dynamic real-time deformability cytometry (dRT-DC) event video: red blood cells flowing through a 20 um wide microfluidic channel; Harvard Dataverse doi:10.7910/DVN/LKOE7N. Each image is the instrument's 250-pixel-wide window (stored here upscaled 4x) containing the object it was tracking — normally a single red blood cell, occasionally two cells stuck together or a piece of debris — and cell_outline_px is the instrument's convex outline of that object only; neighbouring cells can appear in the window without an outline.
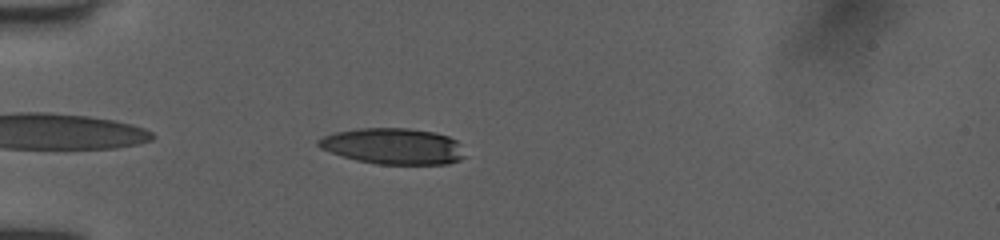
{"species": "human", "species_latin": "Homo sapiens", "temperature_condition": "room temperature", "stored_images_in_passage": 39, "camera_frame_rate_fps": 3000, "um_per_image_px": 0.085, "donor": {"sex": "female"}, "frame": {"image": 1, "passage_image": 3, "time_ms": 0.667, "image_size_px": [1000, 240], "cell_outline_px": [[464, 156], [460, 160], [448, 164], [376, 164], [356, 160], [320, 148], [316, 144], [316, 140], [324, 136], [336, 132], [356, 128], [408, 128], [432, 132], [448, 136], [456, 140], [460, 144]], "centroid_in_image_um": [33.41, 12.42], "position_along_channel_um": 51.6, "area_um2": 30.69}}
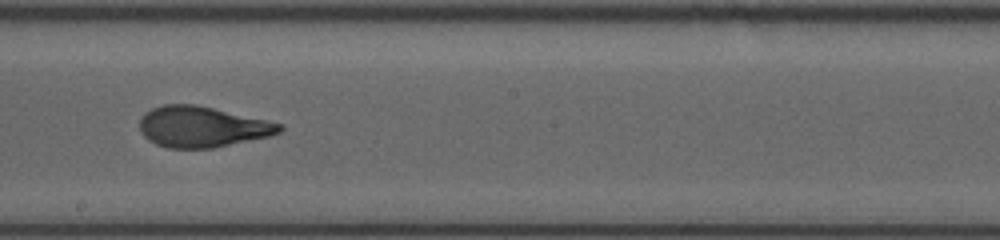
{"frame": {"image": 2, "passage_image": 18, "time_ms": 5.667, "image_size_px": [1000, 240], "cell_outline_px": [[284, 128], [280, 132], [268, 136], [212, 148], [168, 148], [156, 144], [148, 140], [140, 132], [140, 116], [144, 112], [152, 108], [164, 104], [196, 104], [284, 124]], "centroid_in_image_um": [17.14, 10.77], "position_along_channel_um": 231.1, "area_um2": 33.23}}
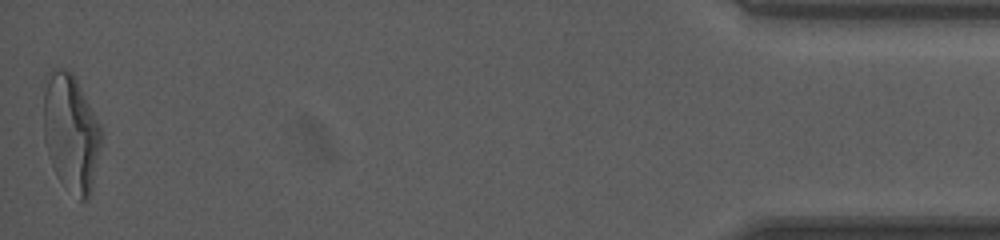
{"frame": {"image": 3, "passage_image": 39, "time_ms": 12.667, "image_size_px": [1000, 240], "cell_outline_px": [[100, 148], [92, 188], [88, 200], [80, 200], [56, 176], [48, 156], [44, 140], [44, 92], [48, 80], [52, 72], [56, 68], [64, 68], [72, 72], [100, 124]], "centroid_in_image_um": [6.03, 11.32], "position_along_channel_um": 429.2, "area_um2": 38.84}, "authors_computed_cell_mechanics": {"area_um2": 33.524, "velocity_mm_per_s": 4.0129, "shape_relaxation_time_tau1_ms": 3.9524, "shape_relaxation_time_tau2_ms": 1.1279, "deformation_change_tau1": 0.2066, "deformation_change_tau2": 0.0863}}